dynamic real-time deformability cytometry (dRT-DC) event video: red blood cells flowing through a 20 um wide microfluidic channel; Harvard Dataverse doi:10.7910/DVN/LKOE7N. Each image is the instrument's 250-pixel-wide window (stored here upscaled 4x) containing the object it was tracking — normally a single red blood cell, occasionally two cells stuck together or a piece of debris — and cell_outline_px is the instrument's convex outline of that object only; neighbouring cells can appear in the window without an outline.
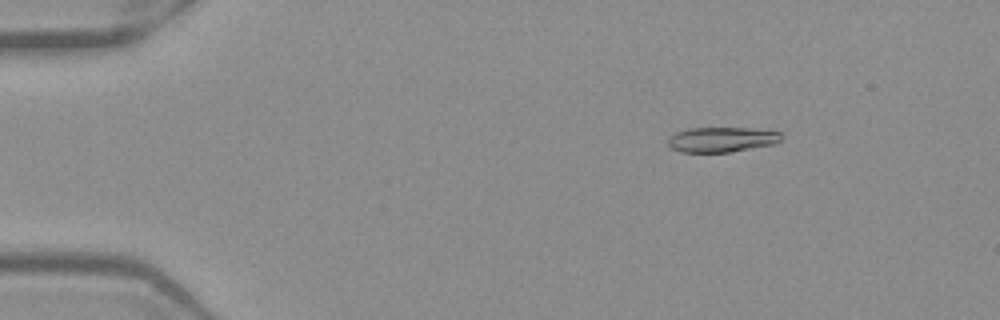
{"species": "Egyptian fruit bat (a non-hibernating species)", "species_latin": "Rousettus aegyptiacus", "temperature_condition": "warm", "stored_images_in_passage": 52, "camera_frame_rate_fps": 3000, "um_per_image_px": 0.085, "frame": {"image": 1, "passage_image": 8, "time_ms": 2.333, "image_size_px": [1000, 320], "cell_outline_px": [[784, 140], [776, 144], [728, 152], [680, 152], [672, 148], [668, 144], [668, 136], [676, 132], [688, 128], [768, 128], [780, 132], [784, 136]], "centroid_in_image_um": [61.44, 11.84], "position_along_channel_um": 23.6, "area_um2": 16.99}}
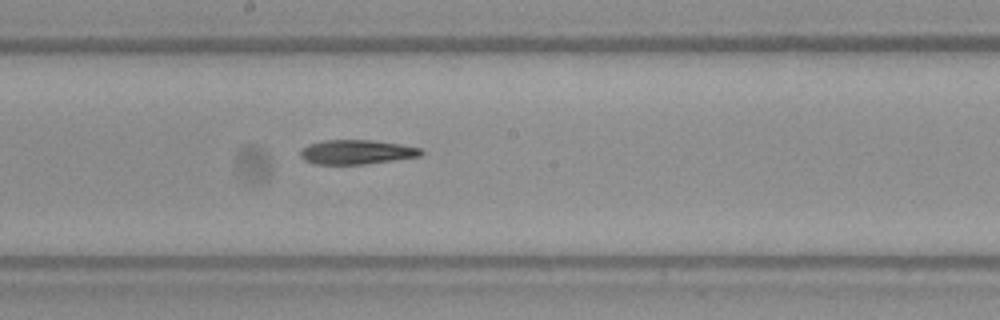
{"frame": {"image": 2, "passage_image": 29, "time_ms": 9.333, "image_size_px": [1000, 320], "cell_outline_px": [[424, 152], [420, 156], [364, 164], [316, 164], [304, 160], [300, 156], [300, 152], [308, 144], [320, 140], [372, 140], [400, 144], [420, 148]], "centroid_in_image_um": [30.29, 12.91], "position_along_channel_um": 217.9, "area_um2": 17.05}}
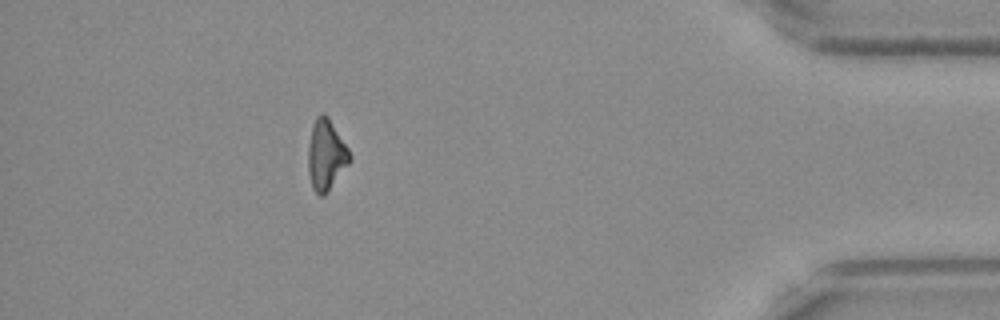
{"frame": {"image": 3, "passage_image": 47, "time_ms": 15.333, "image_size_px": [1000, 320], "cell_outline_px": [[352, 160], [328, 192], [324, 196], [320, 196], [312, 188], [308, 172], [308, 144], [312, 124], [316, 116], [320, 112], [324, 112], [328, 116], [348, 148], [352, 156]], "centroid_in_image_um": [27.71, 13.16], "position_along_channel_um": 407.5, "area_um2": 17.46}}